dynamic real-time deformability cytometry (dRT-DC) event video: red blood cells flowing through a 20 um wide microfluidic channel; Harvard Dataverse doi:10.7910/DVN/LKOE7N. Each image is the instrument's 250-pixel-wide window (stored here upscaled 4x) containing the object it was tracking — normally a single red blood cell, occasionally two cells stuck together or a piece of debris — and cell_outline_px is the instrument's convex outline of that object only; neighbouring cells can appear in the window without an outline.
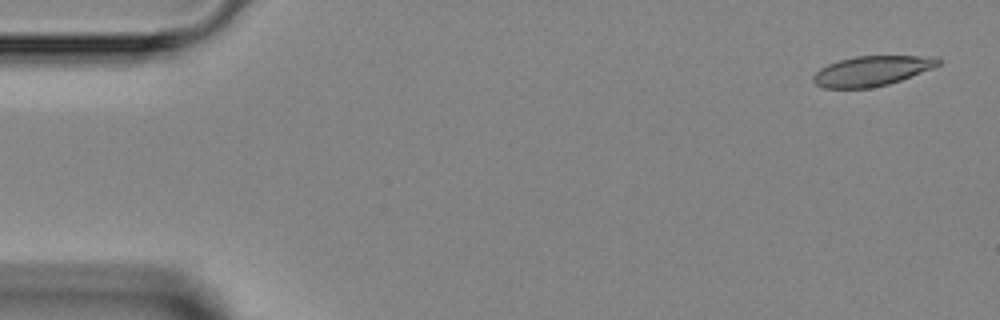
{"species": "Egyptian fruit bat (a non-hibernating species)", "species_latin": "Rousettus aegyptiacus", "temperature_condition": "room temperature", "stored_images_in_passage": 4, "camera_frame_rate_fps": 3000, "um_per_image_px": 0.085, "animal": {"sex": "female"}, "frame": {"image": 1, "passage_image": 1, "time_ms": 0.0, "image_size_px": [1000, 320], "cell_outline_px": [[940, 64], [932, 68], [900, 80], [888, 84], [868, 88], [824, 88], [816, 84], [812, 80], [812, 76], [820, 68], [828, 64], [840, 60], [856, 56], [936, 56], [940, 60]], "centroid_in_image_um": [74.09, 6.02], "position_along_channel_um": 10.9, "area_um2": 21.68}}